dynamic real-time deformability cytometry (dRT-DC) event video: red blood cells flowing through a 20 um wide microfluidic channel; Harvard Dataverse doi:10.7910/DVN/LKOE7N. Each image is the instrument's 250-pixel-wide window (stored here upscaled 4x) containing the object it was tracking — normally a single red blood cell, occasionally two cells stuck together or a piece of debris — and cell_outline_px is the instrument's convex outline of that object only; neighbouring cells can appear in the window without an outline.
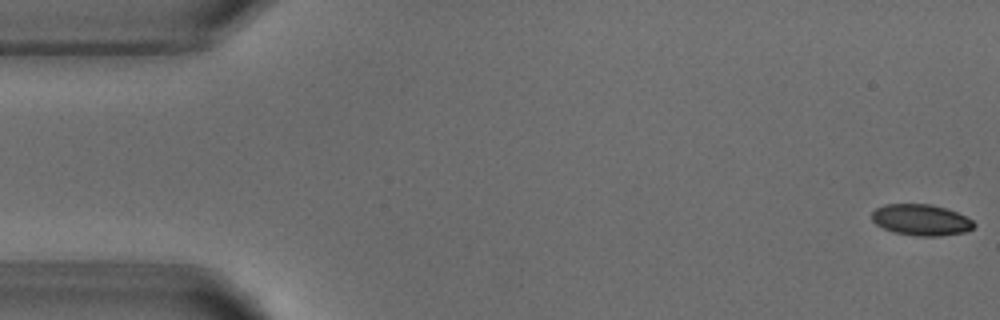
{"species": "common noctule bat (a hibernating species)", "species_latin": "Nyctalus noctula", "temperature_condition": "warm", "stored_images_in_passage": 4, "camera_frame_rate_fps": 3000, "um_per_image_px": 0.085, "animal": {"sex": "male", "body_mass_g": 18.8}, "frame": {"image": 1, "passage_image": 1, "time_ms": 0.0, "image_size_px": [1000, 320], "cell_outline_px": [[976, 224], [972, 228], [964, 232], [940, 236], [916, 236], [892, 232], [876, 224], [872, 220], [872, 212], [876, 208], [884, 204], [932, 204], [956, 212], [972, 220]], "centroid_in_image_um": [78.27, 18.69], "position_along_channel_um": 6.7, "area_um2": 18.5}}
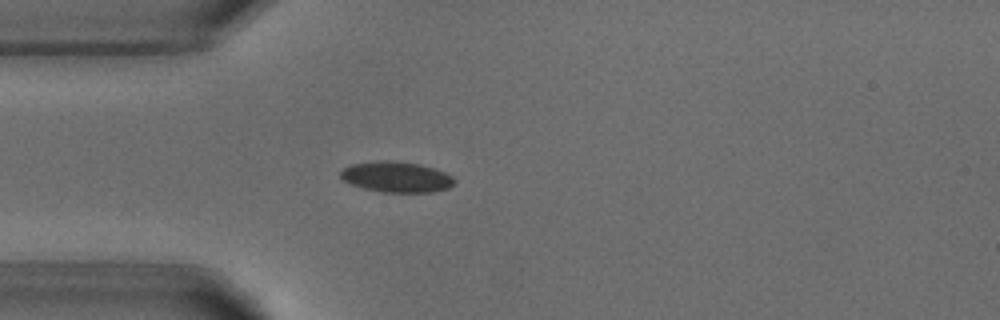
{"frame": {"image": 2, "passage_image": 4, "time_ms": 4.333, "image_size_px": [1000, 320], "cell_outline_px": [[456, 180], [448, 188], [432, 192], [384, 192], [364, 188], [352, 184], [344, 180], [340, 176], [340, 172], [344, 168], [352, 164], [380, 160], [388, 160], [420, 164], [444, 172], [452, 176]], "centroid_in_image_um": [33.7, 15.03], "position_along_channel_um": 51.3, "area_um2": 20.11}}